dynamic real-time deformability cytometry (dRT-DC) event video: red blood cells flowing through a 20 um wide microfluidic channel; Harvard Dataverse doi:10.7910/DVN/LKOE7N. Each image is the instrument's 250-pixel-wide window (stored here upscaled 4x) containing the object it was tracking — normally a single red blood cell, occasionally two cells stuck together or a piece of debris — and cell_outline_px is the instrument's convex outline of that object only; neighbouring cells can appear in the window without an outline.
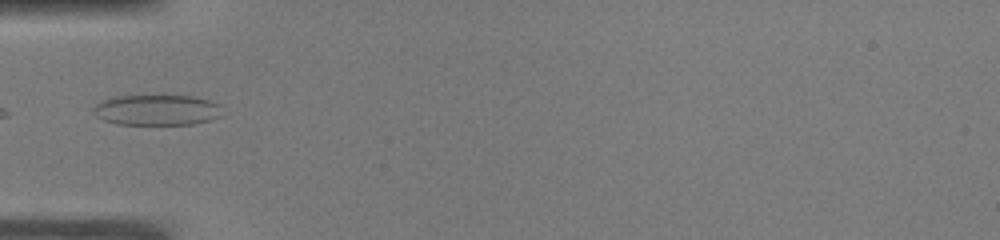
{"species": "common noctule bat (a hibernating species)", "species_latin": "Nyctalus noctula", "temperature_condition": "warm", "stored_images_in_passage": 33, "camera_frame_rate_fps": 3000, "um_per_image_px": 0.085, "animal": {"sex": "male", "body_mass_g": 19.0, "forearm_length_mm": 50.8}, "frame": {"image": 1, "passage_image": 1, "time_ms": 0.0, "image_size_px": [1000, 240], "cell_outline_px": [[220, 116], [208, 120], [192, 124], [116, 124], [104, 120], [96, 116], [92, 112], [92, 108], [96, 104], [112, 96], [192, 96], [212, 100], [220, 104]], "centroid_in_image_um": [13.31, 9.34], "position_along_channel_um": 71.7, "area_um2": 22.95}}
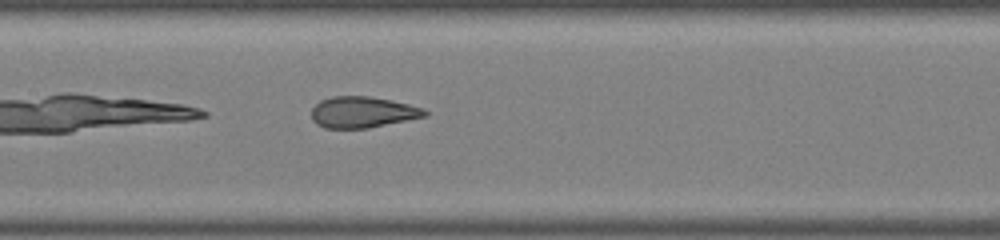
{"frame": {"image": 2, "passage_image": 9, "time_ms": 2.667, "image_size_px": [1000, 240], "cell_outline_px": [[428, 116], [368, 128], [324, 128], [316, 124], [312, 120], [312, 108], [320, 100], [332, 96], [368, 96], [392, 100], [424, 108], [428, 112]], "centroid_in_image_um": [30.82, 9.53], "position_along_channel_um": 176.6, "area_um2": 20.69}}
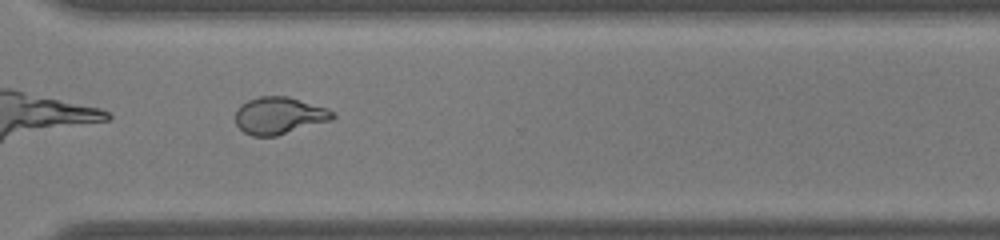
{"frame": {"image": 3, "passage_image": 22, "time_ms": 7.0, "image_size_px": [1000, 240], "cell_outline_px": [[336, 116], [332, 120], [276, 136], [252, 136], [244, 132], [236, 124], [236, 112], [240, 104], [248, 100], [260, 96], [288, 96], [328, 108]], "centroid_in_image_um": [23.73, 9.82], "position_along_channel_um": 346.9, "area_um2": 21.04}, "authors_computed_cell_mechanics": {"area_um2": 21.097, "velocity_mm_per_s": 3.9286, "shape_relaxation_time_tau1_ms": null, "shape_relaxation_time_tau2_ms": 0.7093, "deformation_change_tau1": null, "deformation_change_tau2": 0.066}}